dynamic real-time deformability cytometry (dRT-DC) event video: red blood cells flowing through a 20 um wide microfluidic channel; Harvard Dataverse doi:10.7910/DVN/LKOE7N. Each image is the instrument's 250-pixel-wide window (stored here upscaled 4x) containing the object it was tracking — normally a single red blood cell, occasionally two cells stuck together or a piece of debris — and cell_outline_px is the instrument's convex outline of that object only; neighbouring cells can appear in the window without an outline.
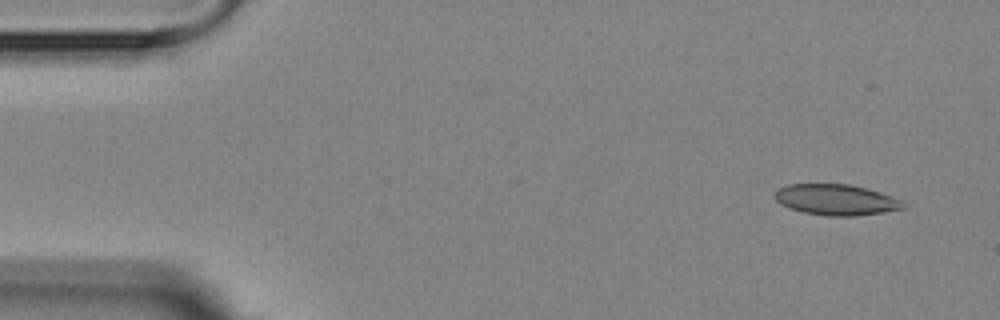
{"species": "Egyptian fruit bat (a non-hibernating species)", "species_latin": "Rousettus aegyptiacus", "temperature_condition": "room temperature", "stored_images_in_passage": 4, "camera_frame_rate_fps": 3000, "um_per_image_px": 0.085, "animal": {"sex": "female"}, "frame": {"image": 1, "passage_image": 1, "time_ms": 0.0, "image_size_px": [1000, 320], "cell_outline_px": [[904, 208], [884, 212], [856, 216], [828, 216], [804, 212], [780, 204], [772, 196], [780, 188], [788, 184], [848, 184], [880, 192], [900, 200], [904, 204]], "centroid_in_image_um": [71.04, 16.98], "position_along_channel_um": 14.0, "area_um2": 22.83}}
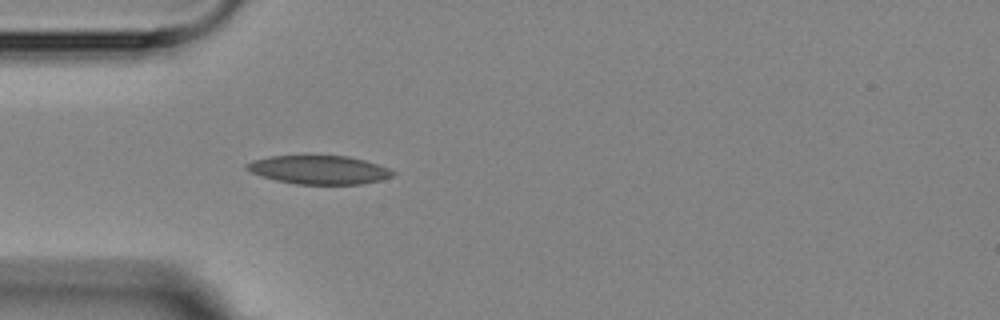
{"frame": {"image": 2, "passage_image": 4, "time_ms": 4.0, "image_size_px": [1000, 320], "cell_outline_px": [[396, 172], [392, 176], [380, 180], [360, 184], [296, 184], [276, 180], [252, 172], [244, 168], [244, 164], [252, 160], [272, 156], [348, 156], [364, 160], [388, 168]], "centroid_in_image_um": [27.11, 14.43], "position_along_channel_um": 57.9, "area_um2": 24.1}}